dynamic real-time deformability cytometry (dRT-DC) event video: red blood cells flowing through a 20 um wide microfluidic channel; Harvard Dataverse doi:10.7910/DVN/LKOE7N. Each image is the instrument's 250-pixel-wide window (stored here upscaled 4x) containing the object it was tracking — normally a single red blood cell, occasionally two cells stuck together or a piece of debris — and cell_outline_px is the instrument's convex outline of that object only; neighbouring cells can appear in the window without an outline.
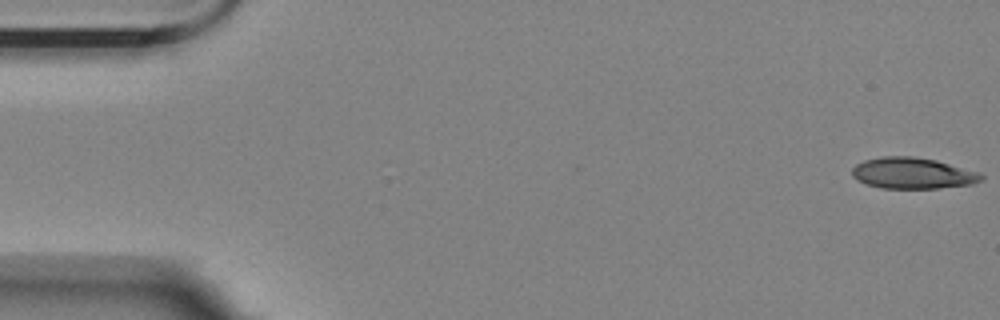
{"species": "Egyptian fruit bat (a non-hibernating species)", "species_latin": "Rousettus aegyptiacus", "temperature_condition": "room temperature", "stored_images_in_passage": 15, "camera_frame_rate_fps": 3000, "um_per_image_px": 0.085, "animal": {"sex": "female"}, "frame": {"image": 1, "passage_image": 1, "time_ms": 0.0, "image_size_px": [1000, 320], "cell_outline_px": [[984, 180], [972, 184], [940, 188], [880, 188], [856, 180], [852, 176], [852, 168], [856, 164], [864, 160], [884, 156], [912, 156], [936, 160], [980, 172], [984, 176]], "centroid_in_image_um": [77.59, 14.72], "position_along_channel_um": 7.4, "area_um2": 23.58}}
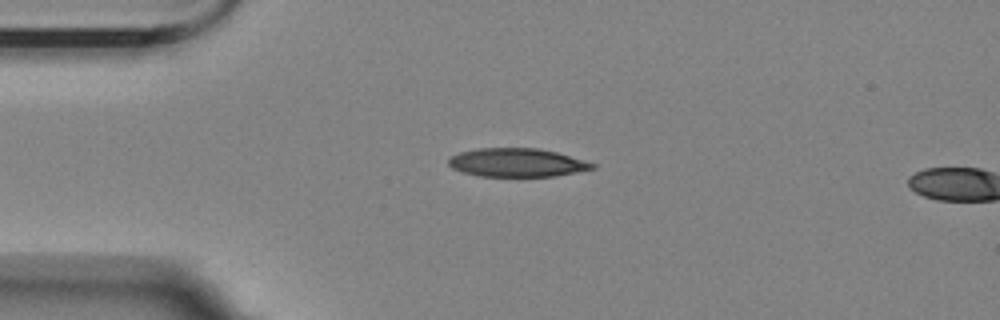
{"frame": {"image": 2, "passage_image": 13, "time_ms": 4.0, "image_size_px": [1000, 320], "cell_outline_px": [[596, 168], [556, 176], [480, 176], [464, 172], [452, 168], [448, 164], [448, 160], [452, 156], [460, 152], [476, 148], [536, 148], [556, 152], [584, 160], [596, 164]], "centroid_in_image_um": [43.95, 13.82], "position_along_channel_um": 41.1, "area_um2": 23.76}}